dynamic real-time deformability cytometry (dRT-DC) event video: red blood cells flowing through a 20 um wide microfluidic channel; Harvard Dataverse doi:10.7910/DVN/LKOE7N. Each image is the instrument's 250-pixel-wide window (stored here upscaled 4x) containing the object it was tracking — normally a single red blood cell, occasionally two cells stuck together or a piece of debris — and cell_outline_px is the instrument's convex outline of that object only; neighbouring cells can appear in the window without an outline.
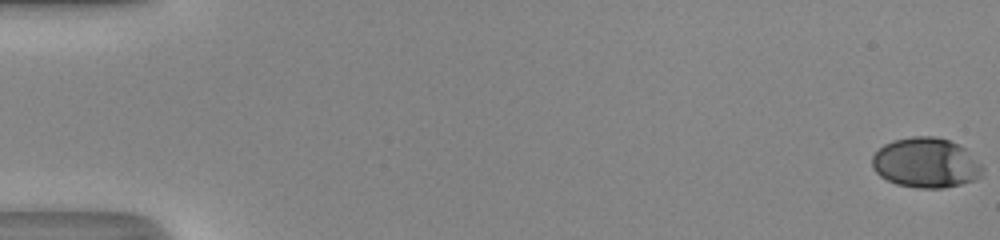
{"species": "human", "species_latin": "Homo sapiens", "temperature_condition": "room temperature", "stored_images_in_passage": 52, "camera_frame_rate_fps": 3000, "um_per_image_px": 0.085, "donor": {"sex": "male"}, "frame": {"image": 1, "passage_image": 1, "time_ms": 0.0, "image_size_px": [1000, 240], "cell_outline_px": [[984, 168], [980, 176], [972, 180], [960, 184], [944, 188], [916, 188], [896, 184], [880, 176], [872, 168], [872, 156], [884, 144], [892, 140], [912, 136], [936, 136], [948, 140], [964, 148]], "centroid_in_image_um": [78.66, 13.84], "position_along_channel_um": 6.3, "area_um2": 32.02}}
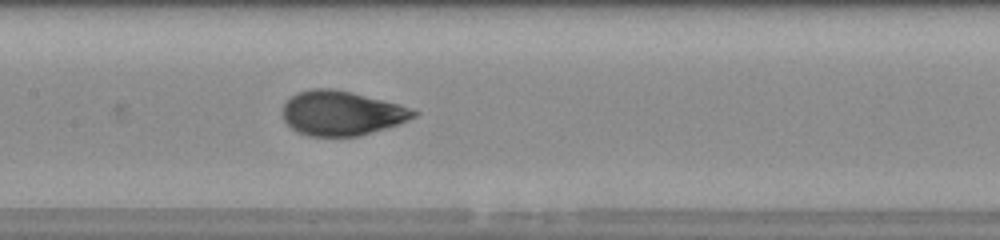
{"frame": {"image": 2, "passage_image": 27, "time_ms": 8.667, "image_size_px": [1000, 240], "cell_outline_px": [[420, 112], [416, 116], [408, 120], [360, 136], [308, 136], [296, 132], [284, 120], [284, 104], [296, 92], [312, 88], [332, 88], [352, 92], [400, 104]], "centroid_in_image_um": [29.04, 9.61], "position_along_channel_um": 178.4, "area_um2": 33.93}}
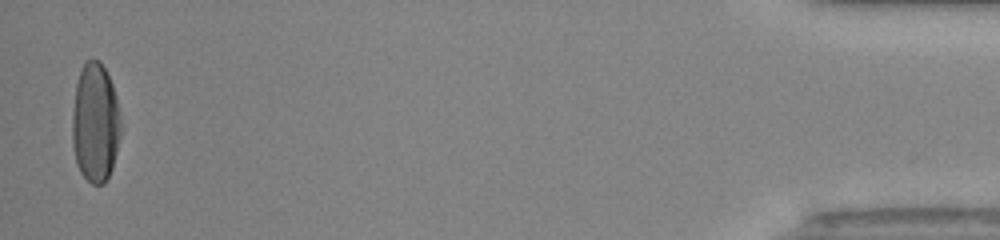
{"frame": {"image": 3, "passage_image": 51, "time_ms": 16.667, "image_size_px": [1000, 240], "cell_outline_px": [[120, 136], [112, 168], [104, 184], [92, 184], [80, 172], [76, 164], [72, 144], [72, 112], [76, 84], [80, 68], [84, 60], [92, 56], [100, 60], [112, 84], [116, 96], [120, 112]], "centroid_in_image_um": [8.08, 10.39], "position_along_channel_um": 427.1, "area_um2": 34.22}, "authors_computed_cell_mechanics": {"area_um2": 33.2639, "velocity_mm_per_s": 4.2245, "shape_relaxation_time_tau1_ms": 3.8821, "shape_relaxation_time_tau2_ms": null, "deformation_change_tau1": 0.2007, "deformation_change_tau2": null}}